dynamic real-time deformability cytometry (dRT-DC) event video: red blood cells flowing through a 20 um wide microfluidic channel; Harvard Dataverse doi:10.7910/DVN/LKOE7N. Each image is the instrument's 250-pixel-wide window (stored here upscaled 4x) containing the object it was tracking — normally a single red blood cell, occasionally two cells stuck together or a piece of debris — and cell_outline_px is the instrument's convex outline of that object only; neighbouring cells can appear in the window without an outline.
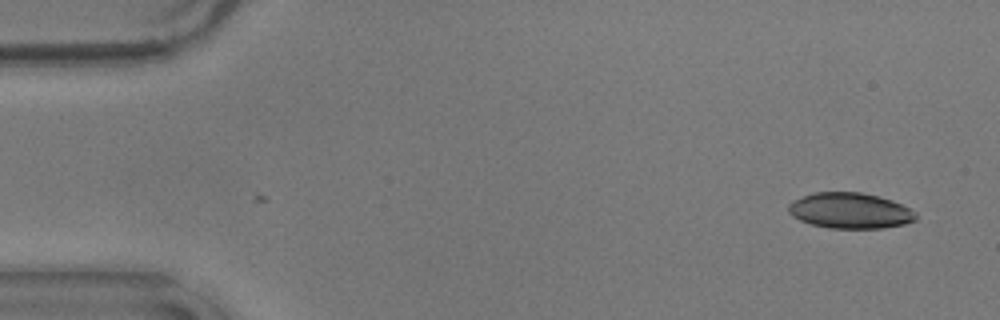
{"species": "common noctule bat (a hibernating species)", "species_latin": "Nyctalus noctula", "temperature_condition": "warm", "stored_images_in_passage": 2, "camera_frame_rate_fps": 3000, "um_per_image_px": 0.085, "animal": {"sex": "male", "body_mass_g": 17.9}, "frame": {"image": 1, "passage_image": 2, "time_ms": 0.333, "image_size_px": [1000, 320], "cell_outline_px": [[916, 220], [904, 224], [884, 228], [828, 228], [812, 224], [800, 220], [792, 216], [788, 212], [788, 204], [792, 200], [816, 192], [860, 192], [880, 196], [892, 200], [916, 212]], "centroid_in_image_um": [72.25, 17.9], "position_along_channel_um": 12.8, "area_um2": 26.53}}